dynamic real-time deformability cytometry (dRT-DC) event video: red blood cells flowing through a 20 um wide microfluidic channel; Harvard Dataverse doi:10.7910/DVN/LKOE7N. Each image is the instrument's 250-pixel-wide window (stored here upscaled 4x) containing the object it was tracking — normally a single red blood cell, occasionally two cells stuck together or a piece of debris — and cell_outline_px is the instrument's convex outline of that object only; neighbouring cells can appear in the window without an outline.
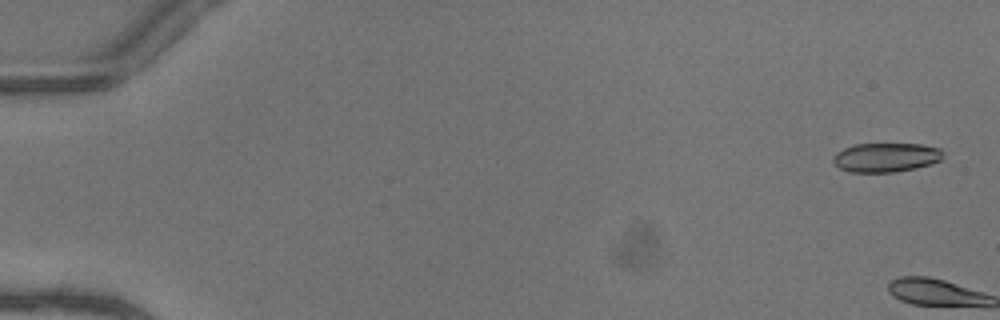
{"species": "common noctule bat (a hibernating species)", "species_latin": "Nyctalus noctula", "temperature_condition": "warm", "stored_images_in_passage": 2, "camera_frame_rate_fps": 3000, "um_per_image_px": 0.085, "animal": {"sex": "female"}, "frame": {"image": 1, "passage_image": 1, "time_ms": 0.0, "image_size_px": [1000, 320], "cell_outline_px": [[944, 152], [940, 160], [932, 164], [916, 168], [896, 172], [848, 172], [840, 168], [832, 160], [832, 156], [836, 152], [844, 148], [856, 144], [920, 144], [940, 148]], "centroid_in_image_um": [75.31, 13.38], "position_along_channel_um": 9.7, "area_um2": 18.79}}